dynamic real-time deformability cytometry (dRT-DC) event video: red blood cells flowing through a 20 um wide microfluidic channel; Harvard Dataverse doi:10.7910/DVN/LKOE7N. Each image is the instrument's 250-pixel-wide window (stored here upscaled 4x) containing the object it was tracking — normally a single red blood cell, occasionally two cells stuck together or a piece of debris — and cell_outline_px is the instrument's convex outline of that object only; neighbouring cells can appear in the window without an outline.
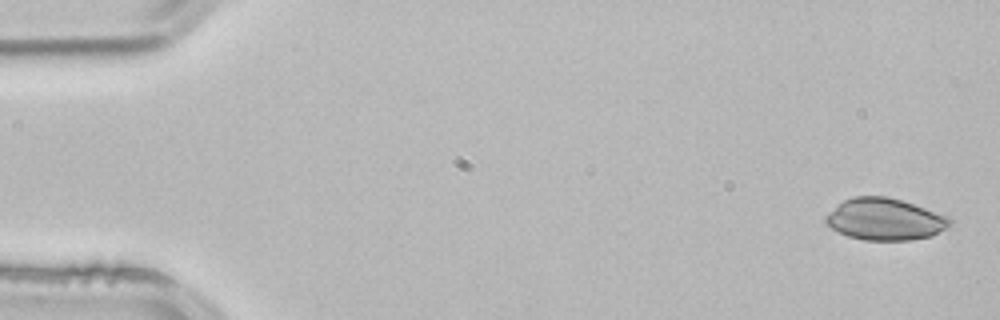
{"species": "common noctule bat (a hibernating species)", "species_latin": "Nyctalus noctula", "temperature_condition": "room temperature", "stored_images_in_passage": 2, "camera_frame_rate_fps": 3000, "um_per_image_px": 0.085, "animal": {"sex": "male", "body_mass_g": 21.5, "forearm_length_mm": 52.0}, "frame": {"image": 1, "passage_image": 2, "time_ms": 0.333, "image_size_px": [1000, 320], "cell_outline_px": [[952, 224], [948, 228], [932, 236], [908, 240], [864, 240], [848, 236], [832, 228], [824, 220], [824, 216], [828, 212], [844, 200], [856, 196], [884, 196], [900, 200], [948, 216], [952, 220]], "centroid_in_image_um": [75.23, 18.64], "position_along_channel_um": 9.8, "area_um2": 30.06}}